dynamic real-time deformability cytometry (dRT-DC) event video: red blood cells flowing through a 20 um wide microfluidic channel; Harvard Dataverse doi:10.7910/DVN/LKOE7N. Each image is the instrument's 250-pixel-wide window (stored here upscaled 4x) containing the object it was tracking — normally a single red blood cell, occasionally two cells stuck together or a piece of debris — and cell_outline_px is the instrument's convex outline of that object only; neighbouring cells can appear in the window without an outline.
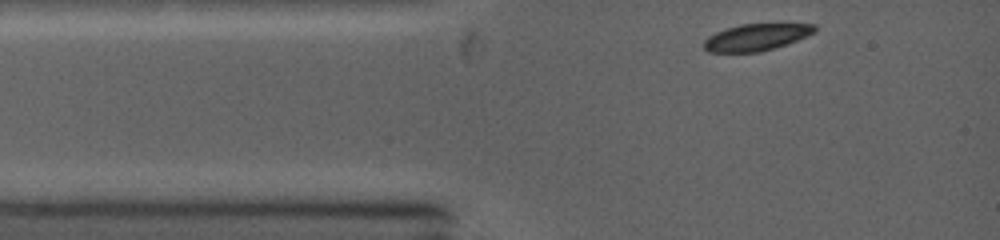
{"species": "common noctule bat (a hibernating species)", "species_latin": "Nyctalus noctula", "temperature_condition": "warm", "stored_images_in_passage": 49, "camera_frame_rate_fps": 5000, "um_per_image_px": 0.085, "animal": {"sex": "female", "body_mass_g": 19.0, "forearm_length_mm": 53.3}, "frame": {"image": 1, "passage_image": 1, "time_ms": 0.0, "image_size_px": [1000, 240], "cell_outline_px": [[816, 28], [812, 32], [796, 40], [772, 48], [756, 52], [708, 52], [704, 48], [704, 40], [708, 36], [724, 28], [740, 24], [784, 20], [816, 24]], "centroid_in_image_um": [64.32, 3.08], "position_along_channel_um": 20.7, "area_um2": 18.03}}
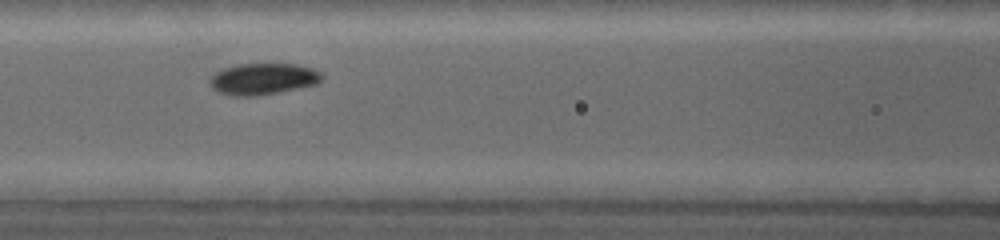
{"frame": {"image": 2, "passage_image": 18, "time_ms": 3.4, "image_size_px": [1000, 240], "cell_outline_px": [[320, 80], [312, 84], [252, 96], [244, 96], [220, 92], [212, 84], [212, 76], [216, 72], [224, 68], [236, 64], [296, 64], [312, 68], [320, 72]], "centroid_in_image_um": [22.34, 6.66], "position_along_channel_um": 144.3, "area_um2": 19.36}}
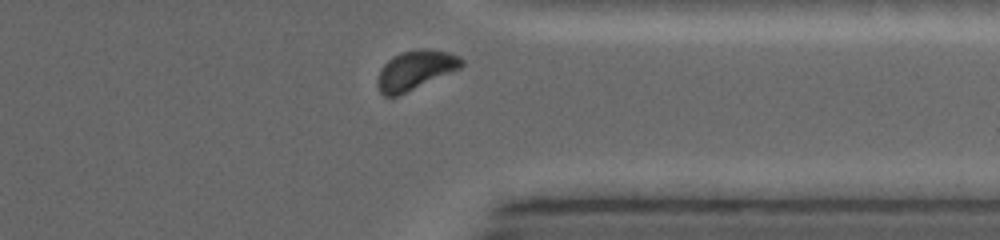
{"frame": {"image": 3, "passage_image": 45, "time_ms": 8.8, "image_size_px": [1000, 240], "cell_outline_px": [[464, 64], [460, 68], [396, 96], [384, 96], [380, 92], [376, 84], [376, 80], [380, 68], [392, 56], [400, 52], [420, 48], [428, 48], [448, 52], [460, 56], [464, 60]], "centroid_in_image_um": [35.28, 5.93], "position_along_channel_um": 376.1, "area_um2": 19.19}, "authors_computed_cell_mechanics": {"area_um2": 19.1896, "velocity_mm_per_s": 4.3224, "shape_relaxation_time_tau1_ms": 2.624, "shape_relaxation_time_tau2_ms": null, "deformation_change_tau1": 0.1237, "deformation_change_tau2": null}}